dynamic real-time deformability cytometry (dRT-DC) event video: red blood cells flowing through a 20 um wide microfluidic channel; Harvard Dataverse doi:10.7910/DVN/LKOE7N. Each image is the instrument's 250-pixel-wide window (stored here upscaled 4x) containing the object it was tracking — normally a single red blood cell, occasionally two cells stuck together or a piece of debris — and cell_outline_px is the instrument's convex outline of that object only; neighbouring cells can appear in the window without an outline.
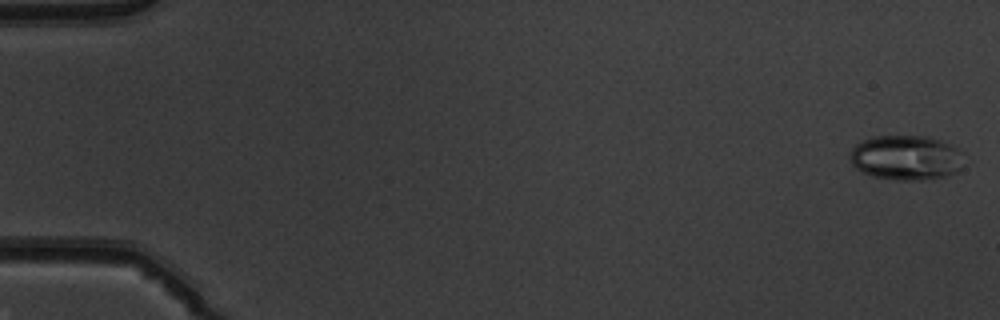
{"species": "common noctule bat (a hibernating species)", "species_latin": "Nyctalus noctula", "temperature_condition": "warm", "stored_images_in_passage": 52, "camera_frame_rate_fps": 3000, "um_per_image_px": 0.085, "animal": {"sex": "male", "body_mass_g": 19.5, "forearm_length_mm": 54.6}, "frame": {"image": 1, "passage_image": 1, "time_ms": 0.0, "image_size_px": [1000, 320], "cell_outline_px": [[964, 152], [960, 168], [956, 172], [948, 176], [924, 180], [892, 180], [872, 176], [860, 172], [852, 164], [848, 156], [852, 148], [856, 144], [872, 136], [928, 136], [940, 140]], "centroid_in_image_um": [76.99, 13.41], "position_along_channel_um": 8.0, "area_um2": 30.11}}
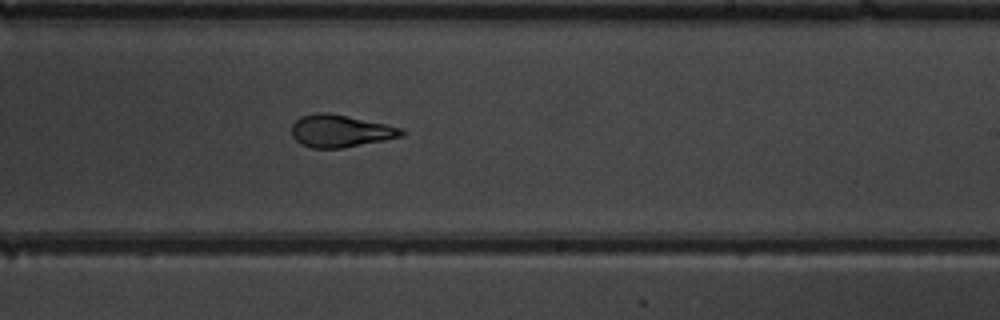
{"frame": {"image": 2, "passage_image": 32, "time_ms": 10.333, "image_size_px": [1000, 320], "cell_outline_px": [[404, 132], [400, 136], [384, 140], [344, 148], [312, 148], [300, 144], [292, 136], [292, 124], [300, 116], [316, 112], [328, 112], [388, 124], [404, 128]], "centroid_in_image_um": [28.91, 11.12], "position_along_channel_um": 260.1, "area_um2": 20.87}}
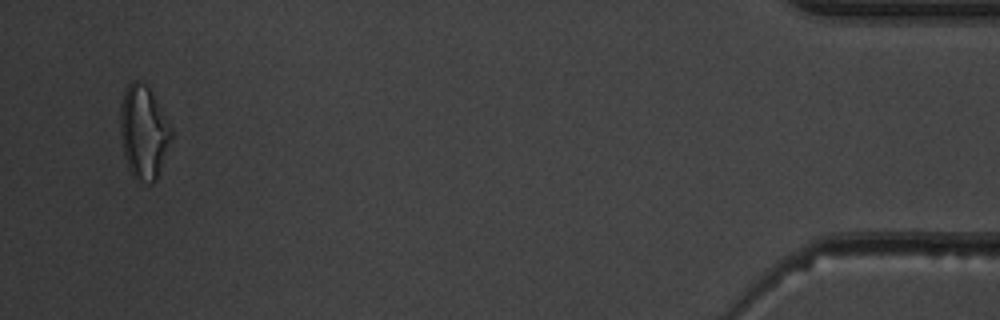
{"frame": {"image": 3, "passage_image": 50, "time_ms": 16.333, "image_size_px": [1000, 320], "cell_outline_px": [[172, 136], [156, 180], [152, 184], [140, 184], [132, 176], [128, 168], [124, 156], [120, 136], [120, 104], [124, 92], [128, 84], [132, 80], [140, 80], [148, 84], [172, 128]], "centroid_in_image_um": [12.19, 11.23], "position_along_channel_um": 423.0, "area_um2": 28.26}, "authors_computed_cell_mechanics": {"area_um2": 21.5305, "velocity_mm_per_s": 3.9675, "shape_relaxation_time_tau1_ms": 11.347, "shape_relaxation_time_tau2_ms": 1.5969, "deformation_change_tau1": 0.2898, "deformation_change_tau2": 0.0888}}